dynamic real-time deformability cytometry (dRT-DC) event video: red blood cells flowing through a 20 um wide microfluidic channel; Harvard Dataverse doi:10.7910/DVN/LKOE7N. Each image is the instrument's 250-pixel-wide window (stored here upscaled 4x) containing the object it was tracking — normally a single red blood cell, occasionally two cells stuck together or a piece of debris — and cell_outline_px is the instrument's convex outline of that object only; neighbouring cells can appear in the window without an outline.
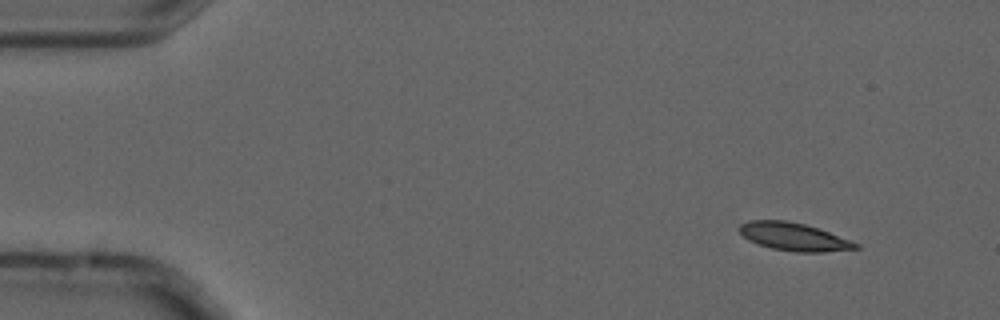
{"species": "common noctule bat (a hibernating species)", "species_latin": "Nyctalus noctula", "temperature_condition": "cold", "stored_images_in_passage": 4, "camera_frame_rate_fps": 3000, "um_per_image_px": 0.085, "animal": {"sex": "male", "forearm_length_mm": 52.5}, "frame": {"image": 1, "passage_image": 1, "time_ms": 0.0, "image_size_px": [1000, 320], "cell_outline_px": [[860, 248], [824, 252], [796, 252], [772, 248], [756, 244], [748, 240], [736, 228], [740, 224], [748, 220], [788, 220], [804, 224], [828, 232], [860, 244]], "centroid_in_image_um": [67.42, 20.12], "position_along_channel_um": 17.6, "area_um2": 18.9}}
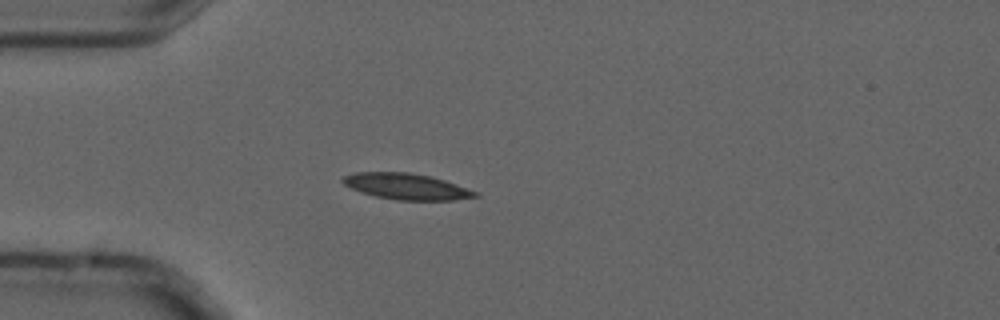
{"frame": {"image": 2, "passage_image": 4, "time_ms": 1.0, "image_size_px": [1000, 320], "cell_outline_px": [[480, 196], [452, 200], [396, 200], [376, 196], [352, 188], [344, 184], [340, 180], [344, 176], [356, 172], [408, 172], [428, 176], [444, 180], [480, 192]], "centroid_in_image_um": [34.58, 15.85], "position_along_channel_um": 50.4, "area_um2": 19.94}}